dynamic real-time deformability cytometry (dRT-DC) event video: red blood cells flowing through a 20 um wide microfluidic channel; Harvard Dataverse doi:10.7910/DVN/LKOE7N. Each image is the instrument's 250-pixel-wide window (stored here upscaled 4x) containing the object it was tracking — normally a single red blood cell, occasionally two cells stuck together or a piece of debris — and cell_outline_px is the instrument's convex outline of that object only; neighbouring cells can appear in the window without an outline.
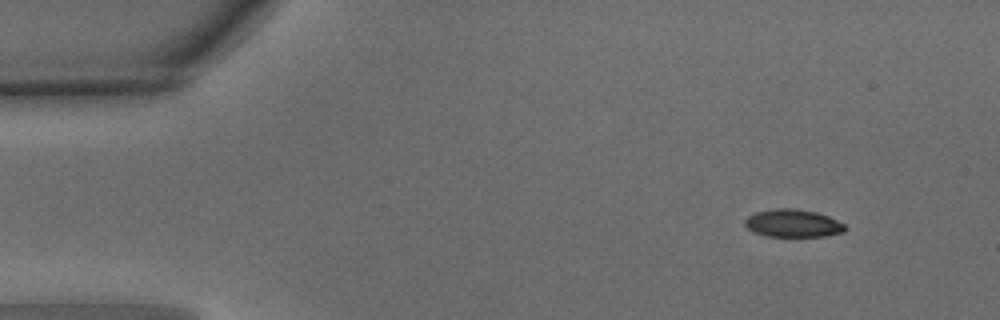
{"species": "common noctule bat (a hibernating species)", "species_latin": "Nyctalus noctula", "temperature_condition": "warm", "stored_images_in_passage": 46, "camera_frame_rate_fps": 3000, "um_per_image_px": 0.085, "animal": {"sex": "male", "body_mass_g": 15.6}, "frame": {"image": 1, "passage_image": 1, "time_ms": 0.0, "image_size_px": [1000, 320], "cell_outline_px": [[844, 232], [824, 236], [764, 236], [752, 232], [744, 224], [744, 220], [748, 216], [756, 212], [776, 208], [796, 208], [816, 212], [828, 216], [844, 224]], "centroid_in_image_um": [67.36, 18.97], "position_along_channel_um": 17.6, "area_um2": 16.18}}
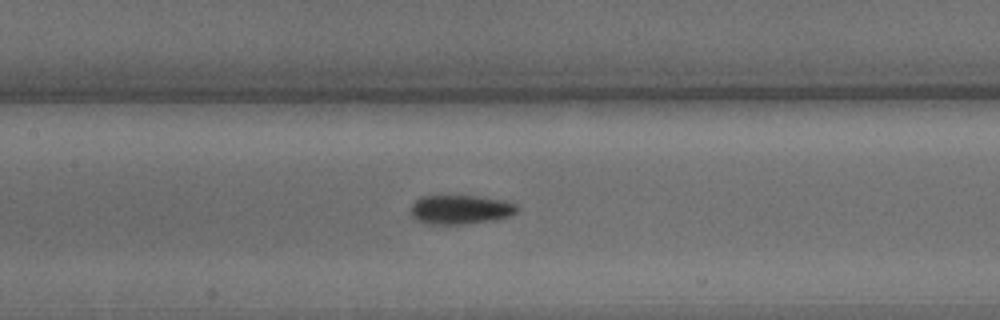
{"frame": {"image": 2, "passage_image": 19, "time_ms": 6.0, "image_size_px": [1000, 320], "cell_outline_px": [[516, 212], [508, 216], [496, 220], [464, 224], [432, 224], [416, 220], [412, 216], [412, 204], [420, 196], [476, 196], [504, 200], [516, 204]], "centroid_in_image_um": [39.13, 17.81], "position_along_channel_um": 168.3, "area_um2": 17.92}}
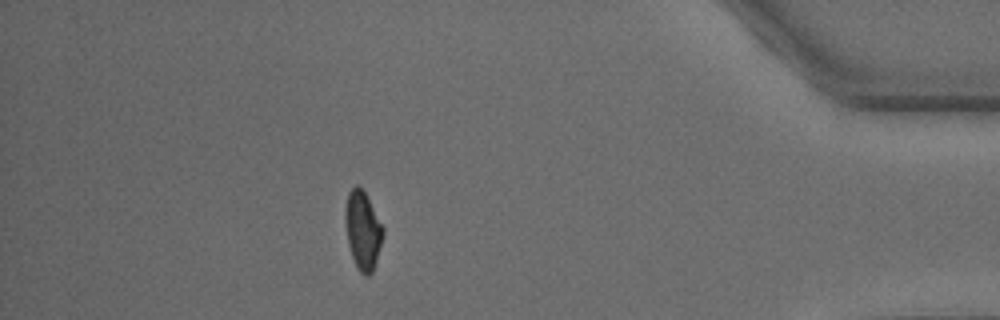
{"frame": {"image": 3, "passage_image": 40, "time_ms": 13.0, "image_size_px": [1000, 320], "cell_outline_px": [[384, 232], [376, 260], [372, 272], [368, 276], [364, 276], [356, 268], [348, 244], [344, 224], [344, 208], [348, 192], [356, 184], [360, 184], [384, 228]], "centroid_in_image_um": [30.8, 19.55], "position_along_channel_um": 404.4, "area_um2": 17.4}, "authors_computed_cell_mechanics": {"area_um2": 17.629, "velocity_mm_per_s": 4.0482, "shape_relaxation_time_tau1_ms": 3.9098, "shape_relaxation_time_tau2_ms": 1.9938, "deformation_change_tau1": 0.1461, "deformation_change_tau2": 0.0762}}